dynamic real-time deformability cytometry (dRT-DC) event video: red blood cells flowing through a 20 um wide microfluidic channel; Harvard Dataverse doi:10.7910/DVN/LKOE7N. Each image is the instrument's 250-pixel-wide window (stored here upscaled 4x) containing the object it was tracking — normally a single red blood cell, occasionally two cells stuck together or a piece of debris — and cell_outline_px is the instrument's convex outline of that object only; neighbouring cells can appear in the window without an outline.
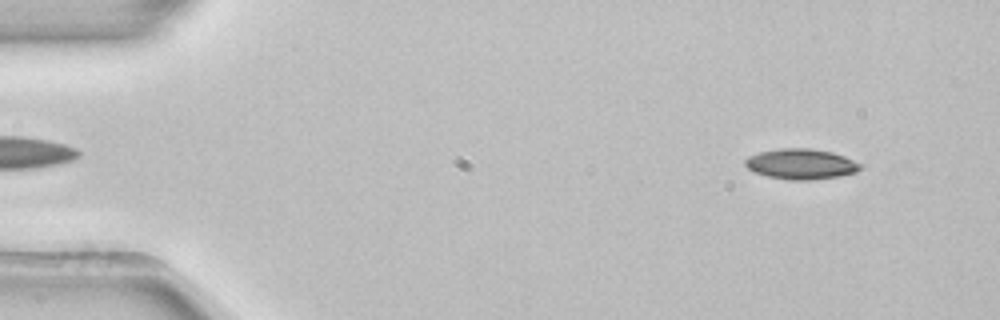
{"species": "common noctule bat (a hibernating species)", "species_latin": "Nyctalus noctula", "temperature_condition": "room temperature", "stored_images_in_passage": 52, "camera_frame_rate_fps": 3000, "um_per_image_px": 0.085, "animal": {"sex": "female", "body_mass_g": 22.7, "forearm_length_mm": 54.2}, "frame": {"image": 1, "passage_image": 4, "time_ms": 1.0, "image_size_px": [1000, 320], "cell_outline_px": [[864, 168], [856, 172], [840, 176], [812, 180], [788, 180], [768, 176], [752, 172], [744, 164], [744, 160], [748, 156], [760, 152], [780, 148], [808, 148], [832, 152], [844, 156], [864, 164]], "centroid_in_image_um": [68.11, 13.95], "position_along_channel_um": 16.9, "area_um2": 20.69}}
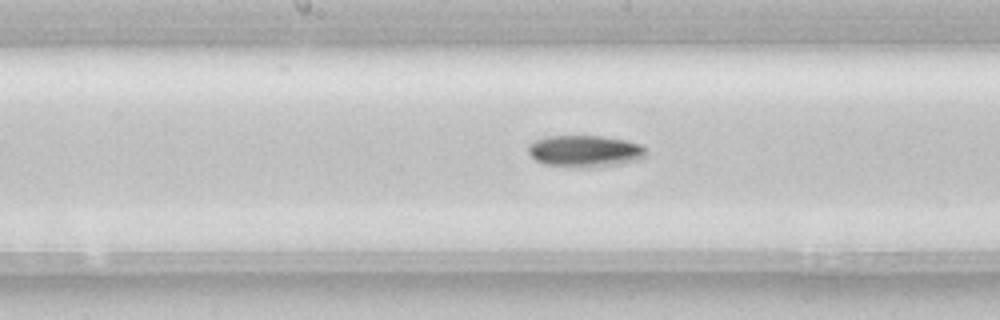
{"frame": {"image": 2, "passage_image": 26, "time_ms": 8.333, "image_size_px": [1000, 320], "cell_outline_px": [[644, 156], [640, 160], [620, 164], [580, 168], [544, 164], [536, 160], [528, 152], [528, 144], [544, 136], [600, 136], [624, 140], [640, 144], [644, 148]], "centroid_in_image_um": [49.68, 12.85], "position_along_channel_um": 198.5, "area_um2": 21.73}}
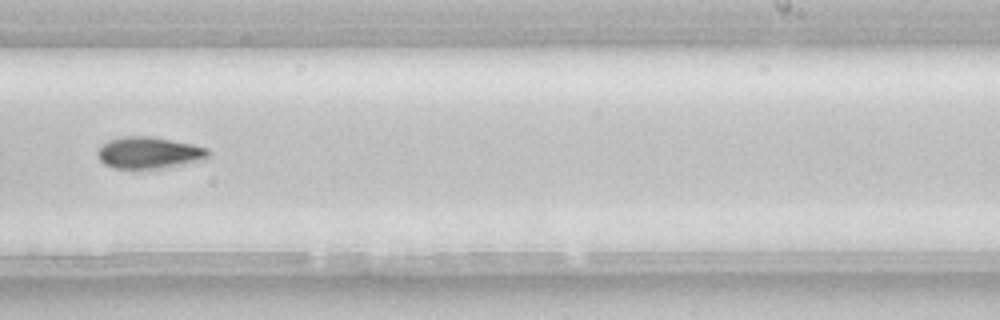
{"frame": {"image": 3, "passage_image": 32, "time_ms": 10.333, "image_size_px": [1000, 320], "cell_outline_px": [[212, 152], [208, 160], [160, 168], [112, 168], [104, 164], [100, 160], [96, 152], [108, 140], [124, 136], [152, 136], [192, 144], [208, 148]], "centroid_in_image_um": [12.73, 12.98], "position_along_channel_um": 276.3, "area_um2": 20.63}, "authors_computed_cell_mechanics": {"area_um2": 20.2589, "velocity_mm_per_s": 3.9081, "shape_relaxation_time_tau1_ms": 4.8864, "shape_relaxation_time_tau2_ms": null, "deformation_change_tau1": 0.1188, "deformation_change_tau2": null}}